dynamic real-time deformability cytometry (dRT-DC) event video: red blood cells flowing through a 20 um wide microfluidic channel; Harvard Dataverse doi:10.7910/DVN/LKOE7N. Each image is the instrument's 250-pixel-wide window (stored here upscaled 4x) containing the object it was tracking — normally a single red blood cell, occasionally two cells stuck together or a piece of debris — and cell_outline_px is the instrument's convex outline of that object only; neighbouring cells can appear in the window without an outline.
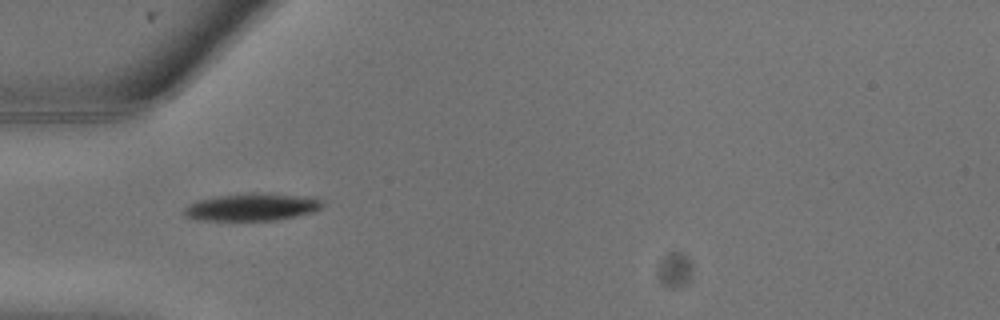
{"species": "common noctule bat (a hibernating species)", "species_latin": "Nyctalus noctula", "temperature_condition": "warm", "stored_images_in_passage": 8, "camera_frame_rate_fps": 3000, "um_per_image_px": 0.085, "animal": {"sex": "male", "body_mass_g": 13.3}, "frame": {"image": 1, "passage_image": 1, "time_ms": 0.0, "image_size_px": [1000, 320], "cell_outline_px": [[324, 204], [320, 208], [312, 212], [296, 216], [276, 220], [192, 220], [184, 216], [184, 208], [188, 204], [200, 200], [220, 196], [248, 192], [268, 192], [320, 200]], "centroid_in_image_um": [21.34, 17.6], "position_along_channel_um": 63.7, "area_um2": 21.91}}
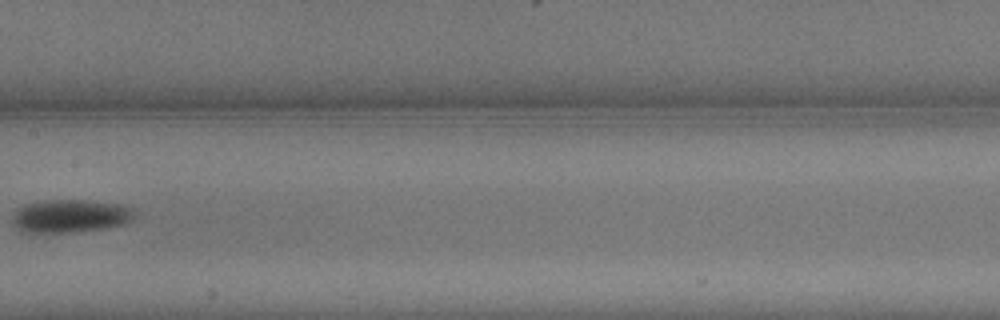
{"frame": {"image": 2, "passage_image": 6, "time_ms": 1.667, "image_size_px": [1000, 320], "cell_outline_px": [[136, 212], [128, 220], [120, 224], [108, 228], [72, 232], [20, 232], [12, 224], [12, 216], [16, 208], [24, 204], [40, 200], [84, 200], [120, 204], [132, 208]], "centroid_in_image_um": [5.88, 18.35], "position_along_channel_um": 201.5, "area_um2": 23.64}}
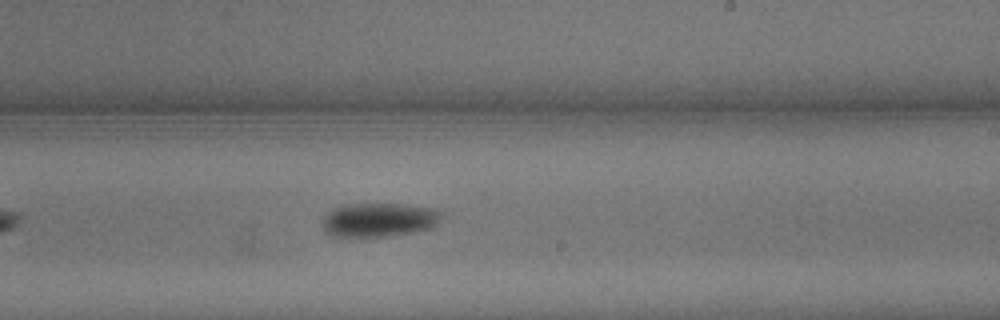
{"frame": {"image": 3, "passage_image": 8, "time_ms": 2.333, "image_size_px": [1000, 320], "cell_outline_px": [[444, 216], [432, 228], [392, 236], [332, 236], [324, 232], [324, 216], [336, 208], [348, 204], [404, 204], [436, 208]], "centroid_in_image_um": [32.28, 18.68], "position_along_channel_um": 256.7, "area_um2": 23.47}}